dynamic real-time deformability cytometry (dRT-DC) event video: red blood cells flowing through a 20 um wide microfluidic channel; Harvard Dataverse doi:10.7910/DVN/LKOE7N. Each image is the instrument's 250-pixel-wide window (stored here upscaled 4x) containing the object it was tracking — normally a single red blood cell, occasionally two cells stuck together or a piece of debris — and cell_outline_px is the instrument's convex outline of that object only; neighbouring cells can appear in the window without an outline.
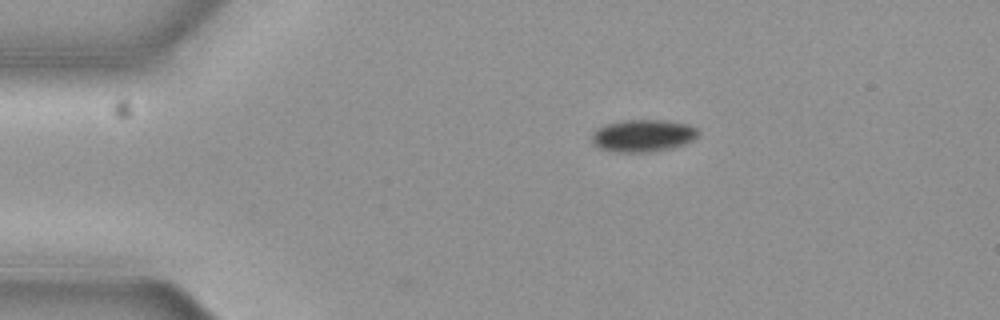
{"species": "common noctule bat (a hibernating species)", "species_latin": "Nyctalus noctula", "temperature_condition": "cold", "stored_images_in_passage": 6, "segment_of_instrument_passage": [2, 2], "camera_frame_rate_fps": 3000, "um_per_image_px": 0.085, "animal": {"sex": "female", "body_mass_g": 19.3, "forearm_length_mm": 54.1}, "frame": {"image": 1, "passage_image": 6, "time_ms": 1.667, "image_size_px": [1000, 320], "cell_outline_px": [[700, 132], [692, 140], [684, 144], [668, 148], [648, 152], [616, 152], [600, 148], [592, 140], [592, 132], [596, 128], [608, 124], [624, 120], [660, 120], [688, 124], [696, 128]], "centroid_in_image_um": [54.64, 11.52], "position_along_channel_um": 30.4, "area_um2": 19.71}}